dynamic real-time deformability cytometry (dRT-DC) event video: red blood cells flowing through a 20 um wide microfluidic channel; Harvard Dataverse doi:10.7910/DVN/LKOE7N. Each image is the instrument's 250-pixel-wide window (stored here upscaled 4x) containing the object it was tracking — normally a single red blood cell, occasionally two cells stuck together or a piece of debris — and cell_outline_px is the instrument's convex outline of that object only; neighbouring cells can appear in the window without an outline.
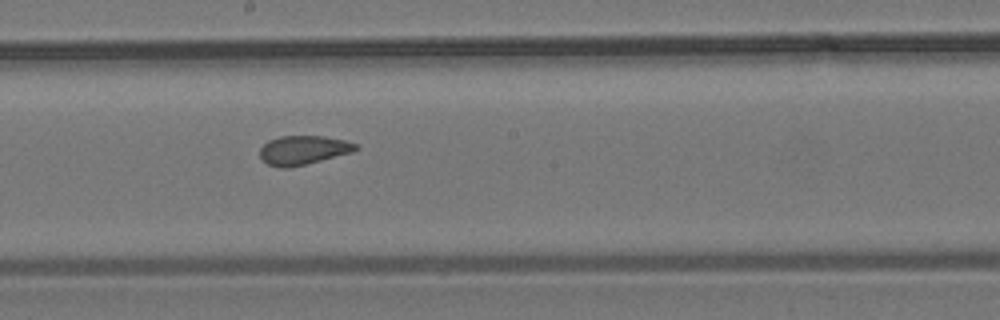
{"species": "common noctule bat (a hibernating species)", "species_latin": "Nyctalus noctula", "temperature_condition": "room temperature", "stored_images_in_passage": 7, "camera_frame_rate_fps": 3000, "um_per_image_px": 0.085, "animal": {"sex": "male", "body_mass_g": 19.2, "forearm_length_mm": 51.8}, "frame": {"image": 1, "passage_image": 7, "time_ms": 7.667, "image_size_px": [1000, 320], "cell_outline_px": [[360, 148], [352, 152], [288, 168], [280, 168], [268, 164], [260, 156], [260, 148], [268, 140], [280, 136], [324, 136], [344, 140], [356, 144]], "centroid_in_image_um": [25.76, 12.75], "position_along_channel_um": 222.4, "area_um2": 16.01}}